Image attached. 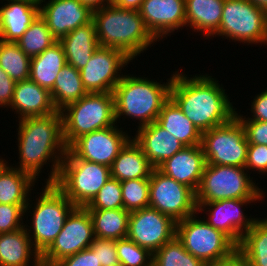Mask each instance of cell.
Masks as SVG:
<instances>
[{
    "mask_svg": "<svg viewBox=\"0 0 267 266\" xmlns=\"http://www.w3.org/2000/svg\"><path fill=\"white\" fill-rule=\"evenodd\" d=\"M0 158V204L27 205L35 179Z\"/></svg>",
    "mask_w": 267,
    "mask_h": 266,
    "instance_id": "83f0119b",
    "label": "cell"
},
{
    "mask_svg": "<svg viewBox=\"0 0 267 266\" xmlns=\"http://www.w3.org/2000/svg\"><path fill=\"white\" fill-rule=\"evenodd\" d=\"M95 238L119 240L127 237L130 212L124 208L88 210Z\"/></svg>",
    "mask_w": 267,
    "mask_h": 266,
    "instance_id": "1f68e13d",
    "label": "cell"
},
{
    "mask_svg": "<svg viewBox=\"0 0 267 266\" xmlns=\"http://www.w3.org/2000/svg\"><path fill=\"white\" fill-rule=\"evenodd\" d=\"M116 249L121 266H152L153 254L127 237L116 240Z\"/></svg>",
    "mask_w": 267,
    "mask_h": 266,
    "instance_id": "74e56055",
    "label": "cell"
},
{
    "mask_svg": "<svg viewBox=\"0 0 267 266\" xmlns=\"http://www.w3.org/2000/svg\"><path fill=\"white\" fill-rule=\"evenodd\" d=\"M39 14L58 41L93 20V12L79 0H49L39 5Z\"/></svg>",
    "mask_w": 267,
    "mask_h": 266,
    "instance_id": "ac0fdd59",
    "label": "cell"
},
{
    "mask_svg": "<svg viewBox=\"0 0 267 266\" xmlns=\"http://www.w3.org/2000/svg\"><path fill=\"white\" fill-rule=\"evenodd\" d=\"M30 259L34 261L33 266H42L40 254L34 249L25 227L0 234V266H30Z\"/></svg>",
    "mask_w": 267,
    "mask_h": 266,
    "instance_id": "d4e9b609",
    "label": "cell"
},
{
    "mask_svg": "<svg viewBox=\"0 0 267 266\" xmlns=\"http://www.w3.org/2000/svg\"><path fill=\"white\" fill-rule=\"evenodd\" d=\"M93 21L99 46L119 49L132 60L157 41L137 10L111 3L93 11Z\"/></svg>",
    "mask_w": 267,
    "mask_h": 266,
    "instance_id": "3957f363",
    "label": "cell"
},
{
    "mask_svg": "<svg viewBox=\"0 0 267 266\" xmlns=\"http://www.w3.org/2000/svg\"><path fill=\"white\" fill-rule=\"evenodd\" d=\"M57 41L48 29L46 21L39 14L16 43L26 55L33 58Z\"/></svg>",
    "mask_w": 267,
    "mask_h": 266,
    "instance_id": "836d02e7",
    "label": "cell"
},
{
    "mask_svg": "<svg viewBox=\"0 0 267 266\" xmlns=\"http://www.w3.org/2000/svg\"><path fill=\"white\" fill-rule=\"evenodd\" d=\"M175 236L185 250L205 264L224 258L237 248L227 235L195 214L176 222Z\"/></svg>",
    "mask_w": 267,
    "mask_h": 266,
    "instance_id": "9c48e42d",
    "label": "cell"
},
{
    "mask_svg": "<svg viewBox=\"0 0 267 266\" xmlns=\"http://www.w3.org/2000/svg\"><path fill=\"white\" fill-rule=\"evenodd\" d=\"M156 122L185 146L201 145L202 133L171 98L162 106Z\"/></svg>",
    "mask_w": 267,
    "mask_h": 266,
    "instance_id": "f546056e",
    "label": "cell"
},
{
    "mask_svg": "<svg viewBox=\"0 0 267 266\" xmlns=\"http://www.w3.org/2000/svg\"><path fill=\"white\" fill-rule=\"evenodd\" d=\"M110 178V167L79 159L67 148L54 185L75 206L85 207Z\"/></svg>",
    "mask_w": 267,
    "mask_h": 266,
    "instance_id": "52a82bcc",
    "label": "cell"
},
{
    "mask_svg": "<svg viewBox=\"0 0 267 266\" xmlns=\"http://www.w3.org/2000/svg\"><path fill=\"white\" fill-rule=\"evenodd\" d=\"M0 8V40L17 42L39 15V5L26 0H7Z\"/></svg>",
    "mask_w": 267,
    "mask_h": 266,
    "instance_id": "603a6c76",
    "label": "cell"
},
{
    "mask_svg": "<svg viewBox=\"0 0 267 266\" xmlns=\"http://www.w3.org/2000/svg\"><path fill=\"white\" fill-rule=\"evenodd\" d=\"M223 89L218 80L208 74L189 78L176 71L172 75L170 98L202 133L236 117L237 108L233 109Z\"/></svg>",
    "mask_w": 267,
    "mask_h": 266,
    "instance_id": "6da1fadb",
    "label": "cell"
},
{
    "mask_svg": "<svg viewBox=\"0 0 267 266\" xmlns=\"http://www.w3.org/2000/svg\"><path fill=\"white\" fill-rule=\"evenodd\" d=\"M18 129L20 162L17 168L37 180L36 176H39L47 161L53 162L46 184H54L67 151L63 140L61 111L21 119Z\"/></svg>",
    "mask_w": 267,
    "mask_h": 266,
    "instance_id": "7a4b0ae2",
    "label": "cell"
},
{
    "mask_svg": "<svg viewBox=\"0 0 267 266\" xmlns=\"http://www.w3.org/2000/svg\"><path fill=\"white\" fill-rule=\"evenodd\" d=\"M42 194L36 198V204L31 207V200L25 207V213L29 208L32 211V225L30 230L25 224L26 232L31 239L34 249L41 255L61 232L64 223L76 207L54 184H46ZM33 229V230H31ZM33 232L30 234V232Z\"/></svg>",
    "mask_w": 267,
    "mask_h": 266,
    "instance_id": "8992f818",
    "label": "cell"
},
{
    "mask_svg": "<svg viewBox=\"0 0 267 266\" xmlns=\"http://www.w3.org/2000/svg\"><path fill=\"white\" fill-rule=\"evenodd\" d=\"M139 12L157 41L186 26L185 0H144Z\"/></svg>",
    "mask_w": 267,
    "mask_h": 266,
    "instance_id": "d6986e66",
    "label": "cell"
},
{
    "mask_svg": "<svg viewBox=\"0 0 267 266\" xmlns=\"http://www.w3.org/2000/svg\"><path fill=\"white\" fill-rule=\"evenodd\" d=\"M61 114L63 140L68 148L80 136L116 124L114 94L88 93L67 105Z\"/></svg>",
    "mask_w": 267,
    "mask_h": 266,
    "instance_id": "5b68a950",
    "label": "cell"
},
{
    "mask_svg": "<svg viewBox=\"0 0 267 266\" xmlns=\"http://www.w3.org/2000/svg\"><path fill=\"white\" fill-rule=\"evenodd\" d=\"M144 0H112V3L122 9L139 11Z\"/></svg>",
    "mask_w": 267,
    "mask_h": 266,
    "instance_id": "c3c4849f",
    "label": "cell"
},
{
    "mask_svg": "<svg viewBox=\"0 0 267 266\" xmlns=\"http://www.w3.org/2000/svg\"><path fill=\"white\" fill-rule=\"evenodd\" d=\"M59 42L63 46L66 63L72 65L77 70L85 67L93 53L100 47L93 20L70 31Z\"/></svg>",
    "mask_w": 267,
    "mask_h": 266,
    "instance_id": "cb8c5ba5",
    "label": "cell"
},
{
    "mask_svg": "<svg viewBox=\"0 0 267 266\" xmlns=\"http://www.w3.org/2000/svg\"><path fill=\"white\" fill-rule=\"evenodd\" d=\"M80 3L88 7L92 12L102 9L112 3V0H79Z\"/></svg>",
    "mask_w": 267,
    "mask_h": 266,
    "instance_id": "681fc988",
    "label": "cell"
},
{
    "mask_svg": "<svg viewBox=\"0 0 267 266\" xmlns=\"http://www.w3.org/2000/svg\"><path fill=\"white\" fill-rule=\"evenodd\" d=\"M251 112L253 118H246L242 115L236 113L237 119H246V120H255V121H264L267 122V89L260 94H258L252 102Z\"/></svg>",
    "mask_w": 267,
    "mask_h": 266,
    "instance_id": "f6af8a7d",
    "label": "cell"
},
{
    "mask_svg": "<svg viewBox=\"0 0 267 266\" xmlns=\"http://www.w3.org/2000/svg\"><path fill=\"white\" fill-rule=\"evenodd\" d=\"M85 207L88 210H112L123 208L120 182L111 177Z\"/></svg>",
    "mask_w": 267,
    "mask_h": 266,
    "instance_id": "f35d334b",
    "label": "cell"
},
{
    "mask_svg": "<svg viewBox=\"0 0 267 266\" xmlns=\"http://www.w3.org/2000/svg\"><path fill=\"white\" fill-rule=\"evenodd\" d=\"M154 167L141 148L131 139L113 161L111 177L119 182L132 179H149Z\"/></svg>",
    "mask_w": 267,
    "mask_h": 266,
    "instance_id": "4316f807",
    "label": "cell"
},
{
    "mask_svg": "<svg viewBox=\"0 0 267 266\" xmlns=\"http://www.w3.org/2000/svg\"><path fill=\"white\" fill-rule=\"evenodd\" d=\"M9 107L15 110L19 120L47 116L57 111L50 92L30 79L16 82Z\"/></svg>",
    "mask_w": 267,
    "mask_h": 266,
    "instance_id": "7402d4cb",
    "label": "cell"
},
{
    "mask_svg": "<svg viewBox=\"0 0 267 266\" xmlns=\"http://www.w3.org/2000/svg\"><path fill=\"white\" fill-rule=\"evenodd\" d=\"M206 266H249L245 255L236 248L230 255L221 258L215 262L206 264Z\"/></svg>",
    "mask_w": 267,
    "mask_h": 266,
    "instance_id": "7dc6e473",
    "label": "cell"
},
{
    "mask_svg": "<svg viewBox=\"0 0 267 266\" xmlns=\"http://www.w3.org/2000/svg\"><path fill=\"white\" fill-rule=\"evenodd\" d=\"M123 208L129 212L149 207V179H132L120 182Z\"/></svg>",
    "mask_w": 267,
    "mask_h": 266,
    "instance_id": "8d00e7d4",
    "label": "cell"
},
{
    "mask_svg": "<svg viewBox=\"0 0 267 266\" xmlns=\"http://www.w3.org/2000/svg\"><path fill=\"white\" fill-rule=\"evenodd\" d=\"M88 94L81 80L80 70L66 64L56 77L54 86L50 91L53 105L61 111L67 105L74 103Z\"/></svg>",
    "mask_w": 267,
    "mask_h": 266,
    "instance_id": "4dcf8cb0",
    "label": "cell"
},
{
    "mask_svg": "<svg viewBox=\"0 0 267 266\" xmlns=\"http://www.w3.org/2000/svg\"><path fill=\"white\" fill-rule=\"evenodd\" d=\"M171 83L172 77L161 84L145 77L123 75L113 91L116 123L123 115L138 119V127L155 122L170 98Z\"/></svg>",
    "mask_w": 267,
    "mask_h": 266,
    "instance_id": "277c9868",
    "label": "cell"
},
{
    "mask_svg": "<svg viewBox=\"0 0 267 266\" xmlns=\"http://www.w3.org/2000/svg\"><path fill=\"white\" fill-rule=\"evenodd\" d=\"M206 164L201 145L185 146L160 164L157 169L196 192Z\"/></svg>",
    "mask_w": 267,
    "mask_h": 266,
    "instance_id": "ffe728a7",
    "label": "cell"
},
{
    "mask_svg": "<svg viewBox=\"0 0 267 266\" xmlns=\"http://www.w3.org/2000/svg\"><path fill=\"white\" fill-rule=\"evenodd\" d=\"M225 0H185L186 25L210 38L218 32Z\"/></svg>",
    "mask_w": 267,
    "mask_h": 266,
    "instance_id": "484cf974",
    "label": "cell"
},
{
    "mask_svg": "<svg viewBox=\"0 0 267 266\" xmlns=\"http://www.w3.org/2000/svg\"><path fill=\"white\" fill-rule=\"evenodd\" d=\"M66 64L63 46L57 41L43 53L31 58L29 79L50 92L58 73Z\"/></svg>",
    "mask_w": 267,
    "mask_h": 266,
    "instance_id": "f1b7e54d",
    "label": "cell"
},
{
    "mask_svg": "<svg viewBox=\"0 0 267 266\" xmlns=\"http://www.w3.org/2000/svg\"><path fill=\"white\" fill-rule=\"evenodd\" d=\"M176 235V222L151 207L132 211L128 219L127 238L152 254Z\"/></svg>",
    "mask_w": 267,
    "mask_h": 266,
    "instance_id": "9a60e30c",
    "label": "cell"
},
{
    "mask_svg": "<svg viewBox=\"0 0 267 266\" xmlns=\"http://www.w3.org/2000/svg\"><path fill=\"white\" fill-rule=\"evenodd\" d=\"M249 144L267 145V122L238 119Z\"/></svg>",
    "mask_w": 267,
    "mask_h": 266,
    "instance_id": "7bdbcfd3",
    "label": "cell"
},
{
    "mask_svg": "<svg viewBox=\"0 0 267 266\" xmlns=\"http://www.w3.org/2000/svg\"><path fill=\"white\" fill-rule=\"evenodd\" d=\"M55 266H102L98 261L96 252L88 249L79 251L78 253L65 257Z\"/></svg>",
    "mask_w": 267,
    "mask_h": 266,
    "instance_id": "ee69618b",
    "label": "cell"
},
{
    "mask_svg": "<svg viewBox=\"0 0 267 266\" xmlns=\"http://www.w3.org/2000/svg\"><path fill=\"white\" fill-rule=\"evenodd\" d=\"M131 60L119 49L99 47L86 66L80 70L86 91L88 93H113L115 86L123 77L121 69Z\"/></svg>",
    "mask_w": 267,
    "mask_h": 266,
    "instance_id": "5bb4252c",
    "label": "cell"
},
{
    "mask_svg": "<svg viewBox=\"0 0 267 266\" xmlns=\"http://www.w3.org/2000/svg\"><path fill=\"white\" fill-rule=\"evenodd\" d=\"M249 1L254 5L263 8L264 10L267 11V0H249Z\"/></svg>",
    "mask_w": 267,
    "mask_h": 266,
    "instance_id": "f907efd6",
    "label": "cell"
},
{
    "mask_svg": "<svg viewBox=\"0 0 267 266\" xmlns=\"http://www.w3.org/2000/svg\"><path fill=\"white\" fill-rule=\"evenodd\" d=\"M31 58L16 42L0 40V67L14 82L29 79Z\"/></svg>",
    "mask_w": 267,
    "mask_h": 266,
    "instance_id": "e575fe53",
    "label": "cell"
},
{
    "mask_svg": "<svg viewBox=\"0 0 267 266\" xmlns=\"http://www.w3.org/2000/svg\"><path fill=\"white\" fill-rule=\"evenodd\" d=\"M245 168L248 170H258L260 173L267 172V145L249 144Z\"/></svg>",
    "mask_w": 267,
    "mask_h": 266,
    "instance_id": "b9f144b4",
    "label": "cell"
},
{
    "mask_svg": "<svg viewBox=\"0 0 267 266\" xmlns=\"http://www.w3.org/2000/svg\"><path fill=\"white\" fill-rule=\"evenodd\" d=\"M248 145L244 128L236 117L202 132L201 146L208 165L245 167Z\"/></svg>",
    "mask_w": 267,
    "mask_h": 266,
    "instance_id": "8fae6325",
    "label": "cell"
},
{
    "mask_svg": "<svg viewBox=\"0 0 267 266\" xmlns=\"http://www.w3.org/2000/svg\"><path fill=\"white\" fill-rule=\"evenodd\" d=\"M16 82L0 67V107H9Z\"/></svg>",
    "mask_w": 267,
    "mask_h": 266,
    "instance_id": "bcb514c9",
    "label": "cell"
},
{
    "mask_svg": "<svg viewBox=\"0 0 267 266\" xmlns=\"http://www.w3.org/2000/svg\"><path fill=\"white\" fill-rule=\"evenodd\" d=\"M245 167L206 164L195 192L196 203L223 199H262L265 195Z\"/></svg>",
    "mask_w": 267,
    "mask_h": 266,
    "instance_id": "ba28073f",
    "label": "cell"
},
{
    "mask_svg": "<svg viewBox=\"0 0 267 266\" xmlns=\"http://www.w3.org/2000/svg\"><path fill=\"white\" fill-rule=\"evenodd\" d=\"M90 248L96 252L97 259L102 266L120 265L116 249V240L95 238Z\"/></svg>",
    "mask_w": 267,
    "mask_h": 266,
    "instance_id": "60d3db41",
    "label": "cell"
},
{
    "mask_svg": "<svg viewBox=\"0 0 267 266\" xmlns=\"http://www.w3.org/2000/svg\"><path fill=\"white\" fill-rule=\"evenodd\" d=\"M152 266H206L195 258L175 236L153 253Z\"/></svg>",
    "mask_w": 267,
    "mask_h": 266,
    "instance_id": "d590c367",
    "label": "cell"
},
{
    "mask_svg": "<svg viewBox=\"0 0 267 266\" xmlns=\"http://www.w3.org/2000/svg\"><path fill=\"white\" fill-rule=\"evenodd\" d=\"M149 207L175 222L198 214L195 192L154 168L149 177Z\"/></svg>",
    "mask_w": 267,
    "mask_h": 266,
    "instance_id": "4fadbf2b",
    "label": "cell"
},
{
    "mask_svg": "<svg viewBox=\"0 0 267 266\" xmlns=\"http://www.w3.org/2000/svg\"><path fill=\"white\" fill-rule=\"evenodd\" d=\"M249 266H267V222L256 219L237 246Z\"/></svg>",
    "mask_w": 267,
    "mask_h": 266,
    "instance_id": "d6a6232c",
    "label": "cell"
},
{
    "mask_svg": "<svg viewBox=\"0 0 267 266\" xmlns=\"http://www.w3.org/2000/svg\"><path fill=\"white\" fill-rule=\"evenodd\" d=\"M95 239L93 222L86 207L76 206L61 232L40 255L42 266H55L63 258L88 249Z\"/></svg>",
    "mask_w": 267,
    "mask_h": 266,
    "instance_id": "7c38bea8",
    "label": "cell"
},
{
    "mask_svg": "<svg viewBox=\"0 0 267 266\" xmlns=\"http://www.w3.org/2000/svg\"><path fill=\"white\" fill-rule=\"evenodd\" d=\"M133 140L154 168L185 147L180 140L163 129L156 121L138 127Z\"/></svg>",
    "mask_w": 267,
    "mask_h": 266,
    "instance_id": "44dd1931",
    "label": "cell"
},
{
    "mask_svg": "<svg viewBox=\"0 0 267 266\" xmlns=\"http://www.w3.org/2000/svg\"><path fill=\"white\" fill-rule=\"evenodd\" d=\"M25 207L26 205L0 204V234L14 232L25 227L22 221Z\"/></svg>",
    "mask_w": 267,
    "mask_h": 266,
    "instance_id": "ab89813d",
    "label": "cell"
},
{
    "mask_svg": "<svg viewBox=\"0 0 267 266\" xmlns=\"http://www.w3.org/2000/svg\"><path fill=\"white\" fill-rule=\"evenodd\" d=\"M26 1H30V2H32V3H34V4H36V5H40V4H42L43 2H45V0H26Z\"/></svg>",
    "mask_w": 267,
    "mask_h": 266,
    "instance_id": "816d5d0a",
    "label": "cell"
},
{
    "mask_svg": "<svg viewBox=\"0 0 267 266\" xmlns=\"http://www.w3.org/2000/svg\"><path fill=\"white\" fill-rule=\"evenodd\" d=\"M114 125L77 138L68 149L79 159L111 167L130 135Z\"/></svg>",
    "mask_w": 267,
    "mask_h": 266,
    "instance_id": "2e32d148",
    "label": "cell"
},
{
    "mask_svg": "<svg viewBox=\"0 0 267 266\" xmlns=\"http://www.w3.org/2000/svg\"><path fill=\"white\" fill-rule=\"evenodd\" d=\"M260 201L259 199H223L208 203H196L197 212L206 210L204 220L216 230L227 235L237 246L243 235L249 231L257 218L244 215L242 206ZM208 207V208H207ZM208 211H207V209Z\"/></svg>",
    "mask_w": 267,
    "mask_h": 266,
    "instance_id": "e0dca14e",
    "label": "cell"
},
{
    "mask_svg": "<svg viewBox=\"0 0 267 266\" xmlns=\"http://www.w3.org/2000/svg\"><path fill=\"white\" fill-rule=\"evenodd\" d=\"M217 36L267 45V11L249 0H225Z\"/></svg>",
    "mask_w": 267,
    "mask_h": 266,
    "instance_id": "30bf717a",
    "label": "cell"
}]
</instances>
